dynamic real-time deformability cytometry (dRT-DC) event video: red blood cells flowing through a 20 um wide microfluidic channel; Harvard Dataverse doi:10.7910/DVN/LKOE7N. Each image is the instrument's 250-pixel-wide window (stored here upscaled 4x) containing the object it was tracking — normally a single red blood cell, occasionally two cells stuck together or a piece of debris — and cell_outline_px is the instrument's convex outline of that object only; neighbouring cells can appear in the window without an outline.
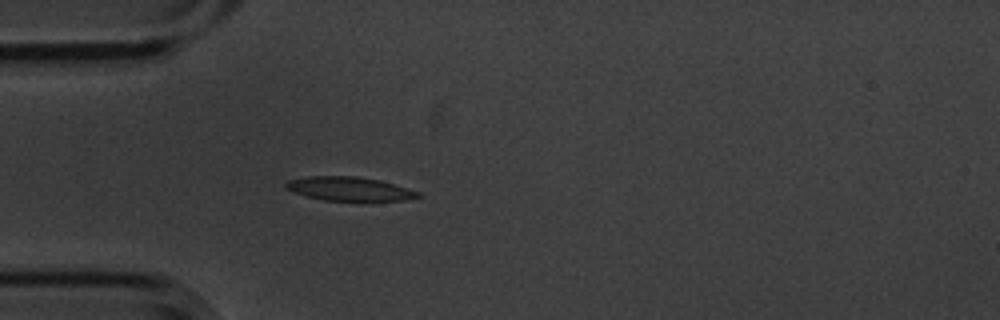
{"species": "common noctule bat (a hibernating species)", "species_latin": "Nyctalus noctula", "temperature_condition": "cold", "stored_images_in_passage": 41, "camera_frame_rate_fps": 3000, "um_per_image_px": 0.085, "animal": {"sex": "male", "body_mass_g": 20.1, "forearm_length_mm": 53.5}, "frame": {"image": 1, "passage_image": 1, "time_ms": 0.0, "image_size_px": [1000, 320], "cell_outline_px": [[424, 196], [404, 200], [364, 204], [324, 200], [308, 196], [284, 188], [284, 184], [288, 180], [308, 176], [356, 176], [380, 180], [420, 192]], "centroid_in_image_um": [29.78, 16.1], "position_along_channel_um": 55.2, "area_um2": 19.31}}
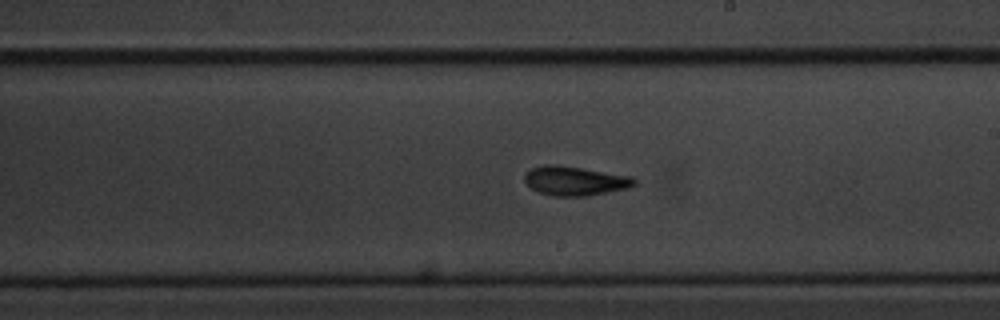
{"frame": {"image": 2, "passage_image": 17, "time_ms": 5.333, "image_size_px": [1000, 320], "cell_outline_px": [[636, 184], [628, 188], [588, 196], [552, 196], [536, 192], [524, 180], [524, 172], [532, 168], [544, 164], [556, 164], [632, 176], [636, 180]], "centroid_in_image_um": [48.84, 15.37], "position_along_channel_um": 240.2, "area_um2": 18.84}}
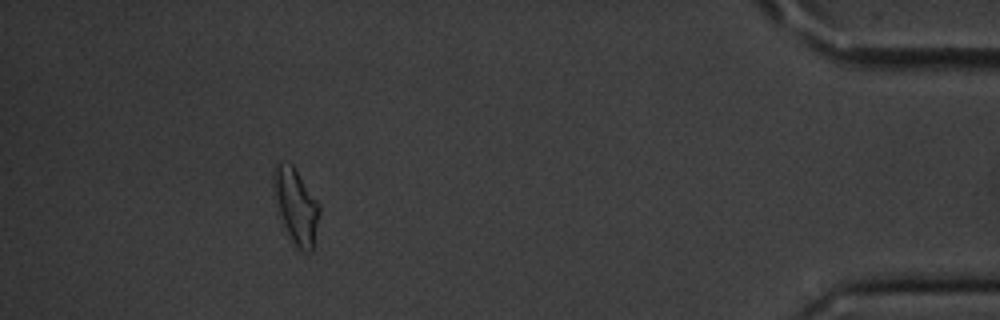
{"frame": {"image": 3, "passage_image": 36, "time_ms": 11.667, "image_size_px": [1000, 320], "cell_outline_px": [[320, 212], [312, 252], [304, 252], [292, 248], [284, 228], [272, 184], [272, 172], [276, 164], [280, 160], [292, 164], [320, 204]], "centroid_in_image_um": [25.15, 17.55], "position_along_channel_um": 410.0, "area_um2": 20.46}, "authors_computed_cell_mechanics": {"area_um2": 18.0914, "velocity_mm_per_s": 3.5661, "shape_relaxation_time_tau1_ms": 2.8285, "shape_relaxation_time_tau2_ms": 2.3159, "deformation_change_tau1": 0.1572, "deformation_change_tau2": 0.1066}}